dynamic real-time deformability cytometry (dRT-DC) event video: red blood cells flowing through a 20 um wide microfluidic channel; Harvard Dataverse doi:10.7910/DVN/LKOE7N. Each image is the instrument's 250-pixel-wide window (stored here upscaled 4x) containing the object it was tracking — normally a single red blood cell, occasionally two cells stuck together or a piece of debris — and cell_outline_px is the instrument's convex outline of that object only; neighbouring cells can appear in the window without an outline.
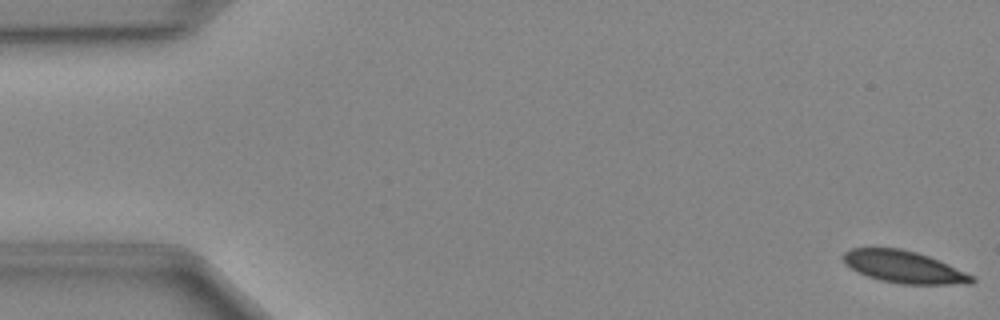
{"species": "Egyptian fruit bat (a non-hibernating species)", "species_latin": "Rousettus aegyptiacus", "temperature_condition": "cold", "stored_images_in_passage": 49, "camera_frame_rate_fps": 3000, "um_per_image_px": 0.085, "animal": {"sex": "female"}, "frame": {"image": 1, "passage_image": 1, "time_ms": 0.0, "image_size_px": [1000, 320], "cell_outline_px": [[976, 280], [972, 284], [900, 284], [880, 280], [856, 272], [844, 264], [844, 252], [852, 248], [900, 248], [916, 252], [928, 256], [948, 264], [976, 276]], "centroid_in_image_um": [76.86, 22.7], "position_along_channel_um": 8.1, "area_um2": 24.16}}
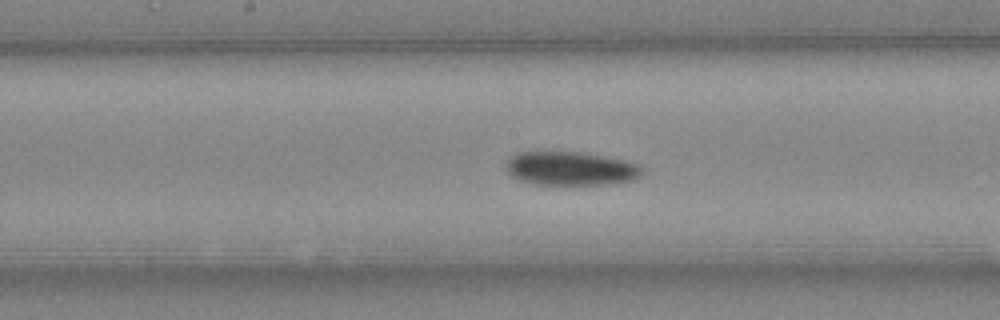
{"frame": {"image": 2, "passage_image": 25, "time_ms": 8.0, "image_size_px": [1000, 320], "cell_outline_px": [[640, 176], [632, 180], [616, 184], [536, 184], [520, 180], [512, 176], [504, 168], [508, 160], [516, 152], [580, 152], [628, 160], [636, 164], [640, 168]], "centroid_in_image_um": [48.49, 14.32], "position_along_channel_um": 199.7, "area_um2": 26.65}}
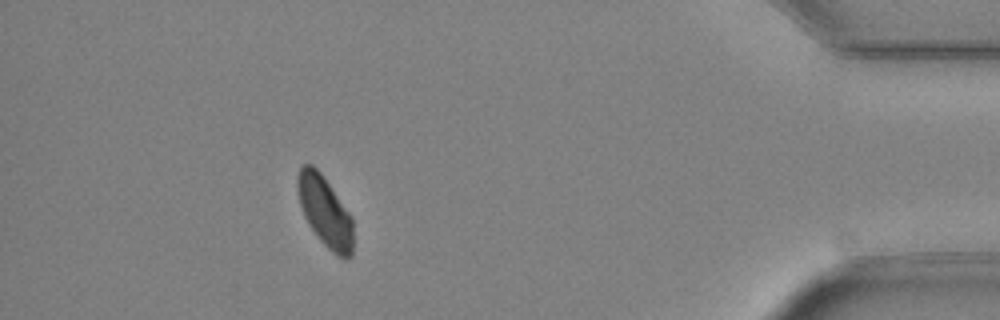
{"frame": {"image": 3, "passage_image": 44, "time_ms": 14.333, "image_size_px": [1000, 320], "cell_outline_px": [[352, 256], [336, 256], [320, 240], [308, 224], [304, 216], [300, 204], [296, 188], [296, 176], [300, 168], [304, 164], [312, 164], [320, 172], [352, 216]], "centroid_in_image_um": [27.59, 17.94], "position_along_channel_um": 407.6, "area_um2": 22.66}}